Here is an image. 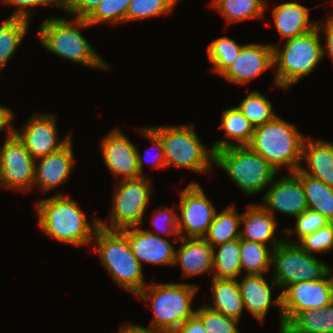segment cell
<instances>
[{"label": "cell", "instance_id": "5", "mask_svg": "<svg viewBox=\"0 0 333 333\" xmlns=\"http://www.w3.org/2000/svg\"><path fill=\"white\" fill-rule=\"evenodd\" d=\"M197 290L189 283L147 284L136 296L149 302L148 306L152 304L154 314L149 329L174 333L195 313L191 302Z\"/></svg>", "mask_w": 333, "mask_h": 333}, {"label": "cell", "instance_id": "22", "mask_svg": "<svg viewBox=\"0 0 333 333\" xmlns=\"http://www.w3.org/2000/svg\"><path fill=\"white\" fill-rule=\"evenodd\" d=\"M240 239L262 243L274 249L284 239L276 236L277 221L261 204H249L247 211L241 214ZM270 244H268V243Z\"/></svg>", "mask_w": 333, "mask_h": 333}, {"label": "cell", "instance_id": "48", "mask_svg": "<svg viewBox=\"0 0 333 333\" xmlns=\"http://www.w3.org/2000/svg\"><path fill=\"white\" fill-rule=\"evenodd\" d=\"M118 333H166V332L149 329V327L145 328L137 324L135 325L133 323L131 324L127 323V325L124 326L122 325V327L120 326Z\"/></svg>", "mask_w": 333, "mask_h": 333}, {"label": "cell", "instance_id": "38", "mask_svg": "<svg viewBox=\"0 0 333 333\" xmlns=\"http://www.w3.org/2000/svg\"><path fill=\"white\" fill-rule=\"evenodd\" d=\"M195 313L201 318L207 333H240L237 328L239 320L227 317L206 305L197 308Z\"/></svg>", "mask_w": 333, "mask_h": 333}, {"label": "cell", "instance_id": "23", "mask_svg": "<svg viewBox=\"0 0 333 333\" xmlns=\"http://www.w3.org/2000/svg\"><path fill=\"white\" fill-rule=\"evenodd\" d=\"M305 158V159H304ZM302 159L308 168L301 170L311 177L317 178L326 185L333 187V143L322 139L306 138L303 145Z\"/></svg>", "mask_w": 333, "mask_h": 333}, {"label": "cell", "instance_id": "10", "mask_svg": "<svg viewBox=\"0 0 333 333\" xmlns=\"http://www.w3.org/2000/svg\"><path fill=\"white\" fill-rule=\"evenodd\" d=\"M112 207L110 213V226L99 220V226L109 230H121L128 227L143 225L145 210L152 195V184L145 177L140 179L121 180L115 184Z\"/></svg>", "mask_w": 333, "mask_h": 333}, {"label": "cell", "instance_id": "46", "mask_svg": "<svg viewBox=\"0 0 333 333\" xmlns=\"http://www.w3.org/2000/svg\"><path fill=\"white\" fill-rule=\"evenodd\" d=\"M174 333H207L201 318L194 313L186 319Z\"/></svg>", "mask_w": 333, "mask_h": 333}, {"label": "cell", "instance_id": "47", "mask_svg": "<svg viewBox=\"0 0 333 333\" xmlns=\"http://www.w3.org/2000/svg\"><path fill=\"white\" fill-rule=\"evenodd\" d=\"M14 114L9 107L0 105V132L3 129H7V135H11L14 131V127L11 125L12 120L14 119Z\"/></svg>", "mask_w": 333, "mask_h": 333}, {"label": "cell", "instance_id": "34", "mask_svg": "<svg viewBox=\"0 0 333 333\" xmlns=\"http://www.w3.org/2000/svg\"><path fill=\"white\" fill-rule=\"evenodd\" d=\"M242 47L226 36L213 40L207 49L209 61L213 64L212 70L221 76L237 58Z\"/></svg>", "mask_w": 333, "mask_h": 333}, {"label": "cell", "instance_id": "31", "mask_svg": "<svg viewBox=\"0 0 333 333\" xmlns=\"http://www.w3.org/2000/svg\"><path fill=\"white\" fill-rule=\"evenodd\" d=\"M212 7L225 17L226 23H236L251 18H262L266 0H213Z\"/></svg>", "mask_w": 333, "mask_h": 333}, {"label": "cell", "instance_id": "19", "mask_svg": "<svg viewBox=\"0 0 333 333\" xmlns=\"http://www.w3.org/2000/svg\"><path fill=\"white\" fill-rule=\"evenodd\" d=\"M244 308L248 310L256 320L261 323L270 308L275 306L280 313V333L284 329L283 314L281 311V293L272 301V290L262 274H246L241 282L237 279Z\"/></svg>", "mask_w": 333, "mask_h": 333}, {"label": "cell", "instance_id": "28", "mask_svg": "<svg viewBox=\"0 0 333 333\" xmlns=\"http://www.w3.org/2000/svg\"><path fill=\"white\" fill-rule=\"evenodd\" d=\"M294 173L301 179L308 209L320 213L329 222H333V187L305 174L301 169Z\"/></svg>", "mask_w": 333, "mask_h": 333}, {"label": "cell", "instance_id": "18", "mask_svg": "<svg viewBox=\"0 0 333 333\" xmlns=\"http://www.w3.org/2000/svg\"><path fill=\"white\" fill-rule=\"evenodd\" d=\"M127 236L131 251L142 262L156 265H173L175 247L161 235L152 234L139 226L121 229Z\"/></svg>", "mask_w": 333, "mask_h": 333}, {"label": "cell", "instance_id": "37", "mask_svg": "<svg viewBox=\"0 0 333 333\" xmlns=\"http://www.w3.org/2000/svg\"><path fill=\"white\" fill-rule=\"evenodd\" d=\"M178 0H131L126 15V22L142 20L173 11Z\"/></svg>", "mask_w": 333, "mask_h": 333}, {"label": "cell", "instance_id": "11", "mask_svg": "<svg viewBox=\"0 0 333 333\" xmlns=\"http://www.w3.org/2000/svg\"><path fill=\"white\" fill-rule=\"evenodd\" d=\"M0 184L2 187L28 192L34 186L35 162L25 144L13 132L0 147Z\"/></svg>", "mask_w": 333, "mask_h": 333}, {"label": "cell", "instance_id": "45", "mask_svg": "<svg viewBox=\"0 0 333 333\" xmlns=\"http://www.w3.org/2000/svg\"><path fill=\"white\" fill-rule=\"evenodd\" d=\"M326 23L323 21L322 23H319L316 21V28L318 31L321 30V28L324 30L325 40H326V48H322V54L323 57L327 54L331 56L333 59V14L330 15L327 20H325ZM325 23V24H324Z\"/></svg>", "mask_w": 333, "mask_h": 333}, {"label": "cell", "instance_id": "20", "mask_svg": "<svg viewBox=\"0 0 333 333\" xmlns=\"http://www.w3.org/2000/svg\"><path fill=\"white\" fill-rule=\"evenodd\" d=\"M71 140L60 150L36 160L34 186L38 185L42 192L62 185L70 177L74 163Z\"/></svg>", "mask_w": 333, "mask_h": 333}, {"label": "cell", "instance_id": "17", "mask_svg": "<svg viewBox=\"0 0 333 333\" xmlns=\"http://www.w3.org/2000/svg\"><path fill=\"white\" fill-rule=\"evenodd\" d=\"M273 44H245L237 58L221 75L234 84H247L250 80L273 67Z\"/></svg>", "mask_w": 333, "mask_h": 333}, {"label": "cell", "instance_id": "7", "mask_svg": "<svg viewBox=\"0 0 333 333\" xmlns=\"http://www.w3.org/2000/svg\"><path fill=\"white\" fill-rule=\"evenodd\" d=\"M162 140L166 167L174 165L196 173L211 172L215 152L202 144L193 125L150 127Z\"/></svg>", "mask_w": 333, "mask_h": 333}, {"label": "cell", "instance_id": "26", "mask_svg": "<svg viewBox=\"0 0 333 333\" xmlns=\"http://www.w3.org/2000/svg\"><path fill=\"white\" fill-rule=\"evenodd\" d=\"M281 333H333V301L323 308L298 312Z\"/></svg>", "mask_w": 333, "mask_h": 333}, {"label": "cell", "instance_id": "36", "mask_svg": "<svg viewBox=\"0 0 333 333\" xmlns=\"http://www.w3.org/2000/svg\"><path fill=\"white\" fill-rule=\"evenodd\" d=\"M130 2L131 0H102L86 21L90 26L103 22L112 25L124 23Z\"/></svg>", "mask_w": 333, "mask_h": 333}, {"label": "cell", "instance_id": "25", "mask_svg": "<svg viewBox=\"0 0 333 333\" xmlns=\"http://www.w3.org/2000/svg\"><path fill=\"white\" fill-rule=\"evenodd\" d=\"M213 305H206L210 309L240 321L244 303L237 279H217L212 277Z\"/></svg>", "mask_w": 333, "mask_h": 333}, {"label": "cell", "instance_id": "44", "mask_svg": "<svg viewBox=\"0 0 333 333\" xmlns=\"http://www.w3.org/2000/svg\"><path fill=\"white\" fill-rule=\"evenodd\" d=\"M102 0H68L67 13L75 18L86 20L101 3Z\"/></svg>", "mask_w": 333, "mask_h": 333}, {"label": "cell", "instance_id": "3", "mask_svg": "<svg viewBox=\"0 0 333 333\" xmlns=\"http://www.w3.org/2000/svg\"><path fill=\"white\" fill-rule=\"evenodd\" d=\"M306 137L278 115L271 121L255 127L250 143L252 151L262 156L277 172L286 166L290 173L301 168Z\"/></svg>", "mask_w": 333, "mask_h": 333}, {"label": "cell", "instance_id": "32", "mask_svg": "<svg viewBox=\"0 0 333 333\" xmlns=\"http://www.w3.org/2000/svg\"><path fill=\"white\" fill-rule=\"evenodd\" d=\"M29 23L24 19L8 17L0 24V70L22 44Z\"/></svg>", "mask_w": 333, "mask_h": 333}, {"label": "cell", "instance_id": "42", "mask_svg": "<svg viewBox=\"0 0 333 333\" xmlns=\"http://www.w3.org/2000/svg\"><path fill=\"white\" fill-rule=\"evenodd\" d=\"M4 4L14 5L16 10L9 16V18L24 19L30 22L31 8L37 6L53 5L57 8H64V11L68 10V0H2Z\"/></svg>", "mask_w": 333, "mask_h": 333}, {"label": "cell", "instance_id": "2", "mask_svg": "<svg viewBox=\"0 0 333 333\" xmlns=\"http://www.w3.org/2000/svg\"><path fill=\"white\" fill-rule=\"evenodd\" d=\"M73 20L52 17L43 21L38 29V40L42 47L58 57L85 67L109 70V64L97 54L80 33L81 28L91 26L84 19Z\"/></svg>", "mask_w": 333, "mask_h": 333}, {"label": "cell", "instance_id": "4", "mask_svg": "<svg viewBox=\"0 0 333 333\" xmlns=\"http://www.w3.org/2000/svg\"><path fill=\"white\" fill-rule=\"evenodd\" d=\"M95 252L115 283L136 296L147 284L143 268L133 255L127 236L121 230L97 228L93 238Z\"/></svg>", "mask_w": 333, "mask_h": 333}, {"label": "cell", "instance_id": "6", "mask_svg": "<svg viewBox=\"0 0 333 333\" xmlns=\"http://www.w3.org/2000/svg\"><path fill=\"white\" fill-rule=\"evenodd\" d=\"M320 31L314 29L285 40L283 48L273 46V67L276 68L274 85L288 89L317 67L322 54Z\"/></svg>", "mask_w": 333, "mask_h": 333}, {"label": "cell", "instance_id": "12", "mask_svg": "<svg viewBox=\"0 0 333 333\" xmlns=\"http://www.w3.org/2000/svg\"><path fill=\"white\" fill-rule=\"evenodd\" d=\"M204 192L196 182L180 191V216H177L180 237L203 238L207 233L216 209Z\"/></svg>", "mask_w": 333, "mask_h": 333}, {"label": "cell", "instance_id": "33", "mask_svg": "<svg viewBox=\"0 0 333 333\" xmlns=\"http://www.w3.org/2000/svg\"><path fill=\"white\" fill-rule=\"evenodd\" d=\"M272 248L262 243L240 239L241 269L247 274H264L269 271L272 261Z\"/></svg>", "mask_w": 333, "mask_h": 333}, {"label": "cell", "instance_id": "43", "mask_svg": "<svg viewBox=\"0 0 333 333\" xmlns=\"http://www.w3.org/2000/svg\"><path fill=\"white\" fill-rule=\"evenodd\" d=\"M139 131H140V133H142V135H145V137H147L153 143V145L150 147V149H152L153 147L154 148L156 147V149H158L157 155L155 156V158H153L154 159L152 162V163H154V164H152L153 169L154 168H165L166 160H165V155H164L163 142H162L161 138L150 128V126L140 128ZM148 153H149V151L146 154L149 155ZM143 159L145 160V158L141 157V154L137 148V165H138L139 172L142 174V176H144Z\"/></svg>", "mask_w": 333, "mask_h": 333}, {"label": "cell", "instance_id": "24", "mask_svg": "<svg viewBox=\"0 0 333 333\" xmlns=\"http://www.w3.org/2000/svg\"><path fill=\"white\" fill-rule=\"evenodd\" d=\"M274 25L281 38L289 40L316 27V22H309V8L298 2H285L273 7Z\"/></svg>", "mask_w": 333, "mask_h": 333}, {"label": "cell", "instance_id": "9", "mask_svg": "<svg viewBox=\"0 0 333 333\" xmlns=\"http://www.w3.org/2000/svg\"><path fill=\"white\" fill-rule=\"evenodd\" d=\"M271 264L275 270L271 285L282 291L294 283L319 280L331 270L313 254L286 239L272 250Z\"/></svg>", "mask_w": 333, "mask_h": 333}, {"label": "cell", "instance_id": "27", "mask_svg": "<svg viewBox=\"0 0 333 333\" xmlns=\"http://www.w3.org/2000/svg\"><path fill=\"white\" fill-rule=\"evenodd\" d=\"M221 118L220 127L225 131V136L235 142L226 140L214 142L211 145L214 152L225 147L247 146L250 143L255 128L237 107L224 110Z\"/></svg>", "mask_w": 333, "mask_h": 333}, {"label": "cell", "instance_id": "40", "mask_svg": "<svg viewBox=\"0 0 333 333\" xmlns=\"http://www.w3.org/2000/svg\"><path fill=\"white\" fill-rule=\"evenodd\" d=\"M295 228L292 230L282 229V232L286 235L296 234L298 240L303 238L306 235H309L316 230H319L321 227L329 223V221L322 216L320 213L307 209L305 212L301 213L299 216L295 217Z\"/></svg>", "mask_w": 333, "mask_h": 333}, {"label": "cell", "instance_id": "29", "mask_svg": "<svg viewBox=\"0 0 333 333\" xmlns=\"http://www.w3.org/2000/svg\"><path fill=\"white\" fill-rule=\"evenodd\" d=\"M241 214L237 213L234 204L221 212L215 213L207 233L203 237L212 247L227 241L240 238ZM238 230V231H237Z\"/></svg>", "mask_w": 333, "mask_h": 333}, {"label": "cell", "instance_id": "16", "mask_svg": "<svg viewBox=\"0 0 333 333\" xmlns=\"http://www.w3.org/2000/svg\"><path fill=\"white\" fill-rule=\"evenodd\" d=\"M271 184L261 205L273 216L274 211H278L295 218L308 209L301 179L294 172L280 179L275 176Z\"/></svg>", "mask_w": 333, "mask_h": 333}, {"label": "cell", "instance_id": "1", "mask_svg": "<svg viewBox=\"0 0 333 333\" xmlns=\"http://www.w3.org/2000/svg\"><path fill=\"white\" fill-rule=\"evenodd\" d=\"M38 225L53 239L80 247L92 242L99 227V219L94 218L92 225L78 203L65 194L40 199L36 203Z\"/></svg>", "mask_w": 333, "mask_h": 333}, {"label": "cell", "instance_id": "39", "mask_svg": "<svg viewBox=\"0 0 333 333\" xmlns=\"http://www.w3.org/2000/svg\"><path fill=\"white\" fill-rule=\"evenodd\" d=\"M297 243L310 254L325 253L333 249V222H329L319 230L304 236Z\"/></svg>", "mask_w": 333, "mask_h": 333}, {"label": "cell", "instance_id": "21", "mask_svg": "<svg viewBox=\"0 0 333 333\" xmlns=\"http://www.w3.org/2000/svg\"><path fill=\"white\" fill-rule=\"evenodd\" d=\"M174 242H181L174 256V264H180L182 275L186 277L211 273L213 270V247L204 238L176 237Z\"/></svg>", "mask_w": 333, "mask_h": 333}, {"label": "cell", "instance_id": "13", "mask_svg": "<svg viewBox=\"0 0 333 333\" xmlns=\"http://www.w3.org/2000/svg\"><path fill=\"white\" fill-rule=\"evenodd\" d=\"M330 270L316 281H302L281 292L284 326L300 311L319 309L333 301V275Z\"/></svg>", "mask_w": 333, "mask_h": 333}, {"label": "cell", "instance_id": "35", "mask_svg": "<svg viewBox=\"0 0 333 333\" xmlns=\"http://www.w3.org/2000/svg\"><path fill=\"white\" fill-rule=\"evenodd\" d=\"M237 108L255 127L271 121L276 115L271 101L264 94L252 91L244 98Z\"/></svg>", "mask_w": 333, "mask_h": 333}, {"label": "cell", "instance_id": "41", "mask_svg": "<svg viewBox=\"0 0 333 333\" xmlns=\"http://www.w3.org/2000/svg\"><path fill=\"white\" fill-rule=\"evenodd\" d=\"M155 212L153 213V217L151 220V226H154V230L150 231L149 229L147 230L148 232L152 234H156L159 236V233L161 234H168V236H176L177 239L180 238L179 233H178V219L177 216L178 214L176 211L172 208H164L158 210H154ZM156 232V233H154Z\"/></svg>", "mask_w": 333, "mask_h": 333}, {"label": "cell", "instance_id": "30", "mask_svg": "<svg viewBox=\"0 0 333 333\" xmlns=\"http://www.w3.org/2000/svg\"><path fill=\"white\" fill-rule=\"evenodd\" d=\"M213 250V270L211 277L217 279H237L242 272L240 238L216 245L213 247Z\"/></svg>", "mask_w": 333, "mask_h": 333}, {"label": "cell", "instance_id": "15", "mask_svg": "<svg viewBox=\"0 0 333 333\" xmlns=\"http://www.w3.org/2000/svg\"><path fill=\"white\" fill-rule=\"evenodd\" d=\"M100 145L102 159L115 178L121 176V180H131L143 177L137 165V147L119 128L103 137Z\"/></svg>", "mask_w": 333, "mask_h": 333}, {"label": "cell", "instance_id": "14", "mask_svg": "<svg viewBox=\"0 0 333 333\" xmlns=\"http://www.w3.org/2000/svg\"><path fill=\"white\" fill-rule=\"evenodd\" d=\"M55 116L52 114H33L22 131L14 129V133L25 144L31 156L37 160L60 150L71 139L69 133L63 140L57 135Z\"/></svg>", "mask_w": 333, "mask_h": 333}, {"label": "cell", "instance_id": "8", "mask_svg": "<svg viewBox=\"0 0 333 333\" xmlns=\"http://www.w3.org/2000/svg\"><path fill=\"white\" fill-rule=\"evenodd\" d=\"M214 164L247 195L261 193L277 175V171L248 146H229L215 151Z\"/></svg>", "mask_w": 333, "mask_h": 333}]
</instances>
